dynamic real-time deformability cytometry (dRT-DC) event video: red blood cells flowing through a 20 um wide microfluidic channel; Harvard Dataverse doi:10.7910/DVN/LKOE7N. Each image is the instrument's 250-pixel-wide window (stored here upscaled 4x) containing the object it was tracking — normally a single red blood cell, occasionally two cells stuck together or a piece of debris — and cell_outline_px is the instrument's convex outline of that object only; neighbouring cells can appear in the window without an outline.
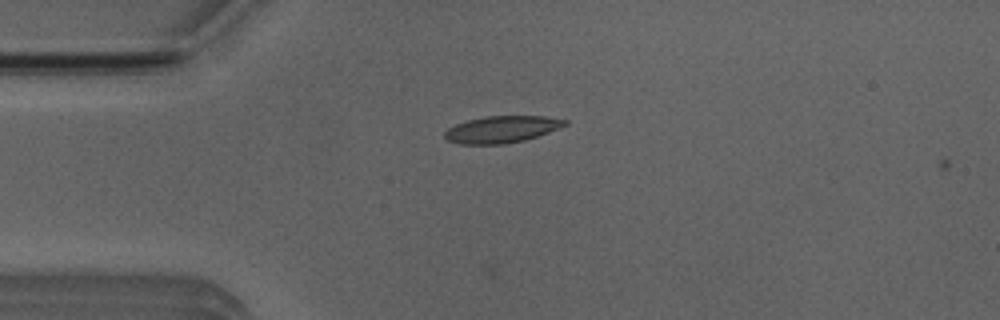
{"species": "Egyptian fruit bat (a non-hibernating species)", "species_latin": "Rousettus aegyptiacus", "temperature_condition": "room temperature", "stored_images_in_passage": 3, "camera_frame_rate_fps": 3000, "um_per_image_px": 0.085, "animal": {"sex": "male"}, "frame": {"image": 1, "passage_image": 1, "time_ms": 0.0, "image_size_px": [1000, 320], "cell_outline_px": [[568, 124], [548, 132], [524, 140], [504, 144], [460, 144], [448, 140], [444, 136], [444, 132], [448, 128], [456, 124], [468, 120], [484, 116], [544, 116], [568, 120]], "centroid_in_image_um": [42.64, 10.99], "position_along_channel_um": 42.4, "area_um2": 18.67}}